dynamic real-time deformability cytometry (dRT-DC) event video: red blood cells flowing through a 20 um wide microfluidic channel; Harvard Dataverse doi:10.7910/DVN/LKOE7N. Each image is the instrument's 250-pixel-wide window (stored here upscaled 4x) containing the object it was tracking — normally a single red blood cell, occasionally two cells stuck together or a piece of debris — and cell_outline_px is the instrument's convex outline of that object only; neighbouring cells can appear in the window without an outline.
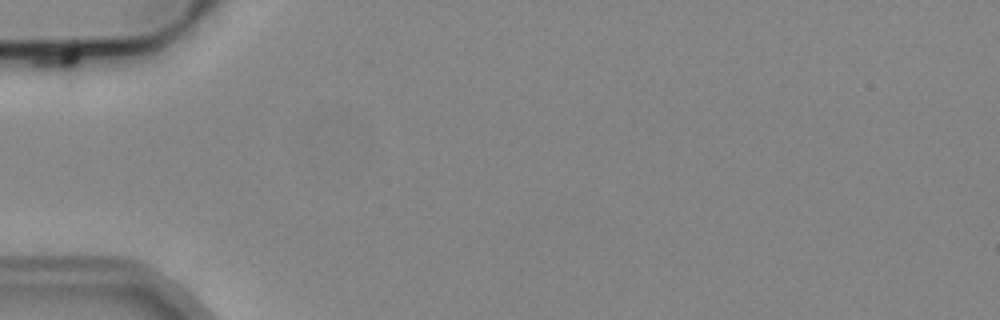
{"species": "common noctule bat (a hibernating species)", "species_latin": "Nyctalus noctula", "temperature_condition": "cold", "stored_images_in_passage": 9, "camera_frame_rate_fps": 3000, "um_per_image_px": 0.085, "animal": {"sex": "male", "body_mass_g": 19.2, "forearm_length_mm": 51.8}, "frame": {"image": 1, "passage_image": 1, "time_ms": 0.0, "image_size_px": [1000, 320], "cell_outline_px": [[80, 56], [72, 92], [68, 96], [60, 96], [28, 60], [32, 56], [68, 48], [76, 48], [80, 52]], "centroid_in_image_um": [4.97, 5.85], "position_along_channel_um": 80.0, "area_um2": 11.16}}